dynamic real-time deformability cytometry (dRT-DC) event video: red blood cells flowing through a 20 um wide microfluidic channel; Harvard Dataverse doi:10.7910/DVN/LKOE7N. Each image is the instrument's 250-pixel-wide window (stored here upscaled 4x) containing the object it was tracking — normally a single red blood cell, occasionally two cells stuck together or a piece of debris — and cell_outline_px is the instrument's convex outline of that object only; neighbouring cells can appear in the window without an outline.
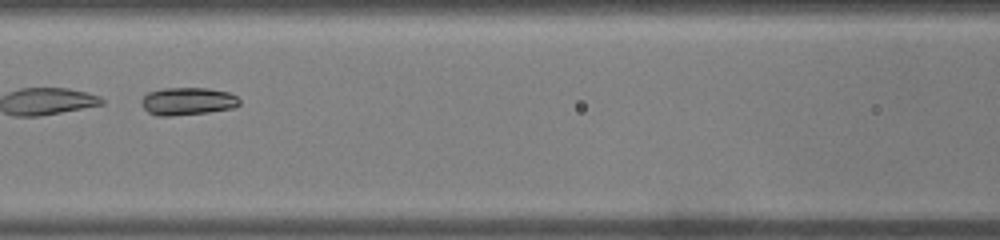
{"species": "common noctule bat (a hibernating species)", "species_latin": "Nyctalus noctula", "temperature_condition": "warm", "stored_images_in_passage": 38, "camera_frame_rate_fps": 3000, "um_per_image_px": 0.085, "animal": {"sex": "male", "body_mass_g": 19.0, "forearm_length_mm": 50.8}, "frame": {"image": 1, "passage_image": 12, "time_ms": 3.667, "image_size_px": [1000, 240], "cell_outline_px": [[240, 104], [232, 108], [208, 112], [172, 116], [156, 116], [148, 112], [140, 104], [140, 100], [148, 92], [164, 88], [208, 88], [228, 92], [236, 96], [240, 100]], "centroid_in_image_um": [15.91, 8.61], "position_along_channel_um": 150.7, "area_um2": 15.9}, "authors_computed_cell_mechanics": {"area_um2": 17.1088, "velocity_mm_per_s": 4.0662, "shape_relaxation_time_tau1_ms": 0.8204, "shape_relaxation_time_tau2_ms": 1.6758, "deformation_change_tau1": 0.28, "deformation_change_tau2": 0.062}}